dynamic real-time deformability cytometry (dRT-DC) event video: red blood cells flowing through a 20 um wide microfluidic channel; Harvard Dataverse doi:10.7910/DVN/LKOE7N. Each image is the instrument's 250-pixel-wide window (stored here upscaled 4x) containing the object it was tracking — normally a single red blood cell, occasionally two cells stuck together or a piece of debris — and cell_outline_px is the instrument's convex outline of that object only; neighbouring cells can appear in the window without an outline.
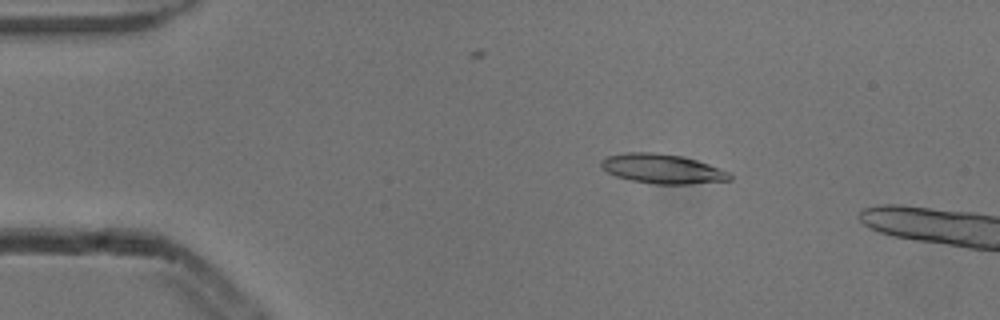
{"species": "common noctule bat (a hibernating species)", "species_latin": "Nyctalus noctula", "temperature_condition": "cold", "stored_images_in_passage": 6, "camera_frame_rate_fps": 3000, "um_per_image_px": 0.085, "animal": {"sex": "male", "body_mass_g": 13.3}, "frame": {"image": 1, "passage_image": 2, "time_ms": 0.333, "image_size_px": [1000, 320], "cell_outline_px": [[732, 180], [692, 184], [656, 184], [632, 180], [616, 176], [608, 172], [600, 164], [600, 160], [608, 156], [624, 152], [656, 152], [680, 156], [696, 160], [708, 164], [728, 172], [732, 176]], "centroid_in_image_um": [56.3, 14.34], "position_along_channel_um": 28.7, "area_um2": 21.96}}
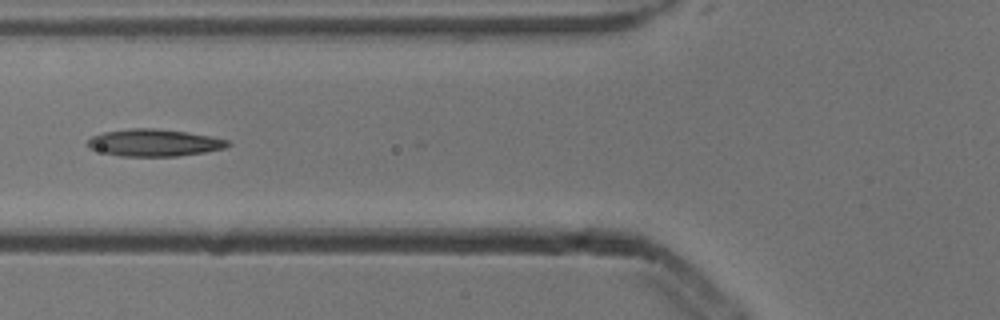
{"frame": {"image": 2, "passage_image": 5, "time_ms": 1.333, "image_size_px": [1000, 320], "cell_outline_px": [[232, 144], [224, 148], [204, 152], [176, 156], [120, 156], [88, 148], [88, 140], [92, 136], [104, 132], [132, 128], [156, 128], [188, 132], [228, 140]], "centroid_in_image_um": [13.11, 12.12], "position_along_channel_um": 112.7, "area_um2": 21.96}}
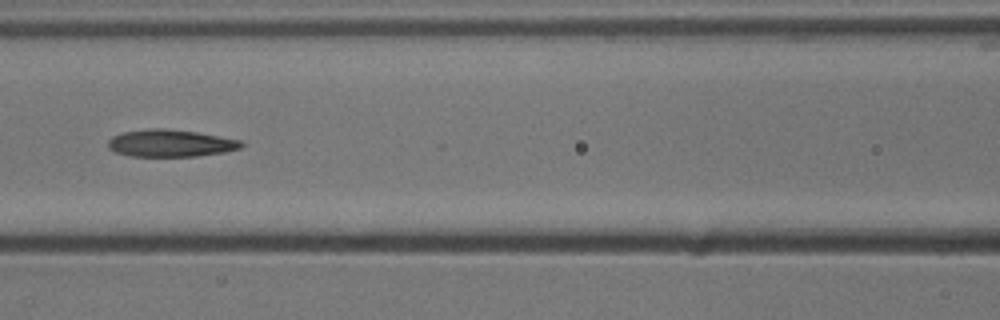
{"frame": {"image": 3, "passage_image": 6, "time_ms": 1.667, "image_size_px": [1000, 320], "cell_outline_px": [[244, 144], [240, 148], [224, 152], [196, 156], [128, 156], [116, 152], [108, 148], [108, 140], [112, 136], [124, 132], [152, 128], [164, 128], [196, 132], [240, 140]], "centroid_in_image_um": [14.46, 12.17], "position_along_channel_um": 152.1, "area_um2": 20.98}}